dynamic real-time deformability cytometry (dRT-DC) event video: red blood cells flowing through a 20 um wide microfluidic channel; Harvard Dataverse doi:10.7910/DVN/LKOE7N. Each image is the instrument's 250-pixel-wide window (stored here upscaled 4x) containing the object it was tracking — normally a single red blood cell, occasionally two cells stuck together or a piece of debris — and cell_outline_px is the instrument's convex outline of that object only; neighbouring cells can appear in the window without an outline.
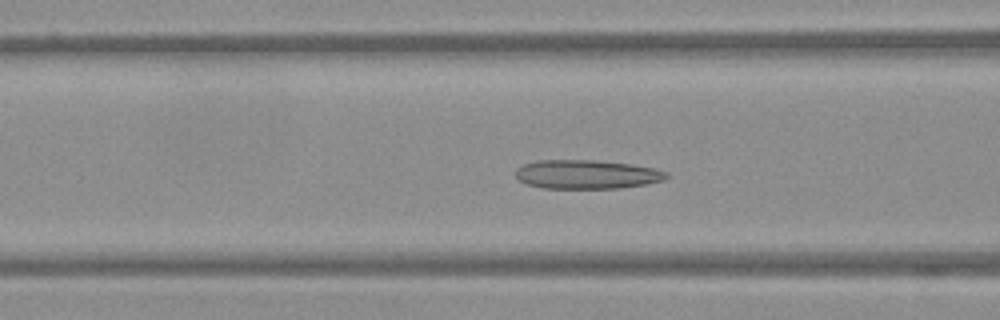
{"species": "Egyptian fruit bat (a non-hibernating species)", "species_latin": "Rousettus aegyptiacus", "temperature_condition": "warm", "stored_images_in_passage": 51, "camera_frame_rate_fps": 3000, "um_per_image_px": 0.085, "frame": {"image": 1, "passage_image": 19, "time_ms": 6.0, "image_size_px": [1000, 320], "cell_outline_px": [[668, 176], [664, 180], [648, 184], [620, 188], [544, 188], [528, 184], [520, 180], [516, 176], [516, 168], [524, 164], [536, 160], [592, 160], [632, 164], [652, 168], [668, 172]], "centroid_in_image_um": [49.89, 14.82], "position_along_channel_um": 116.7, "area_um2": 25.37}}
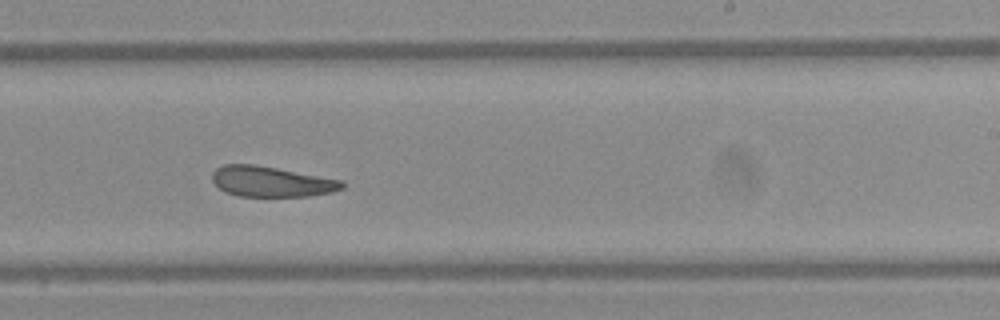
{"frame": {"image": 2, "passage_image": 31, "time_ms": 10.0, "image_size_px": [1000, 320], "cell_outline_px": [[344, 188], [332, 192], [308, 196], [240, 196], [224, 192], [212, 180], [212, 172], [216, 168], [224, 164], [256, 164], [344, 180]], "centroid_in_image_um": [23.07, 15.42], "position_along_channel_um": 265.9, "area_um2": 23.18}}
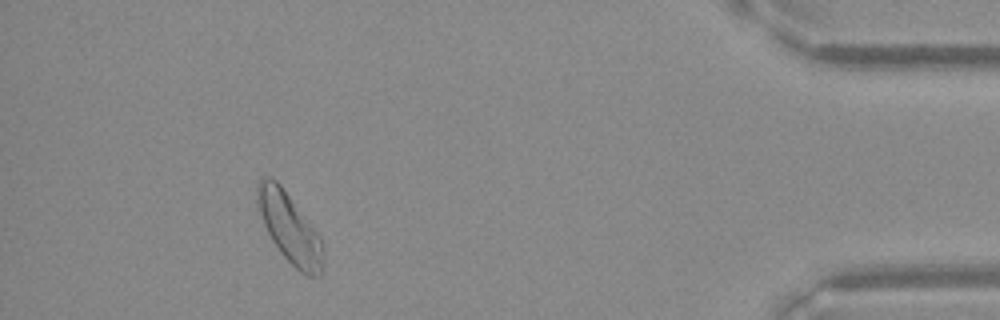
{"frame": {"image": 3, "passage_image": 47, "time_ms": 15.333, "image_size_px": [1000, 320], "cell_outline_px": [[324, 248], [320, 276], [308, 276], [300, 272], [280, 252], [272, 240], [264, 224], [256, 200], [256, 184], [264, 176], [272, 176], [280, 184], [320, 236], [324, 244]], "centroid_in_image_um": [24.6, 19.35], "position_along_channel_um": 410.6, "area_um2": 26.47}}